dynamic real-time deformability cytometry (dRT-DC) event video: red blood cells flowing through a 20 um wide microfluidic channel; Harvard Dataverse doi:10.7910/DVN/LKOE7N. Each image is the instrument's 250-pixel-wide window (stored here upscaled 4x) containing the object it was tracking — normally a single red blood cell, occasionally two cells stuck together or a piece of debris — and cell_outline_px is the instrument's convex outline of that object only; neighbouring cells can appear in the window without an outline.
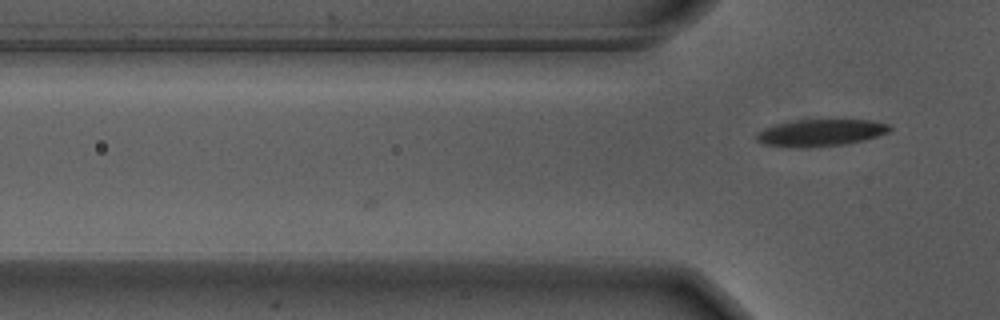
{"species": "Egyptian fruit bat (a non-hibernating species)", "species_latin": "Rousettus aegyptiacus", "temperature_condition": "warm", "stored_images_in_passage": 4, "camera_frame_rate_fps": 3000, "um_per_image_px": 0.085, "animal": {"sex": "male"}, "frame": {"image": 1, "passage_image": 4, "time_ms": 1.0, "image_size_px": [1000, 320], "cell_outline_px": [[892, 128], [888, 132], [864, 140], [844, 144], [764, 144], [756, 140], [756, 132], [764, 128], [776, 124], [796, 120], [872, 120], [888, 124]], "centroid_in_image_um": [69.82, 11.21], "position_along_channel_um": 56.0, "area_um2": 19.59}}